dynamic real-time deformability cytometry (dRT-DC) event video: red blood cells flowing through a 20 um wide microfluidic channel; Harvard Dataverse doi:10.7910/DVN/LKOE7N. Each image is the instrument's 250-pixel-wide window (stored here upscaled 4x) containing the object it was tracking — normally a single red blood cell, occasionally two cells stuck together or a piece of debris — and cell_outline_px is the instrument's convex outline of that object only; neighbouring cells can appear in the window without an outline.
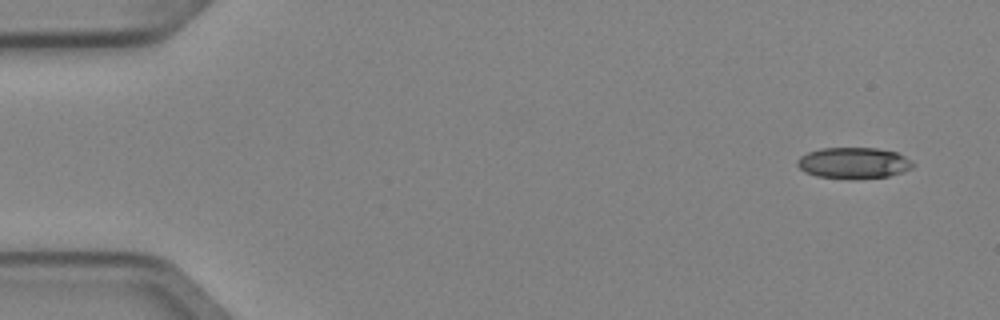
{"species": "Egyptian fruit bat (a non-hibernating species)", "species_latin": "Rousettus aegyptiacus", "temperature_condition": "cold", "stored_images_in_passage": 5, "camera_frame_rate_fps": 3000, "um_per_image_px": 0.085, "animal": {"sex": "female"}, "frame": {"image": 1, "passage_image": 1, "time_ms": 0.0, "image_size_px": [1000, 320], "cell_outline_px": [[916, 164], [912, 168], [888, 176], [856, 180], [852, 180], [816, 176], [804, 172], [796, 164], [796, 160], [800, 156], [808, 152], [820, 148], [876, 148], [896, 152], [912, 160]], "centroid_in_image_um": [72.54, 13.86], "position_along_channel_um": 12.5, "area_um2": 21.33}}
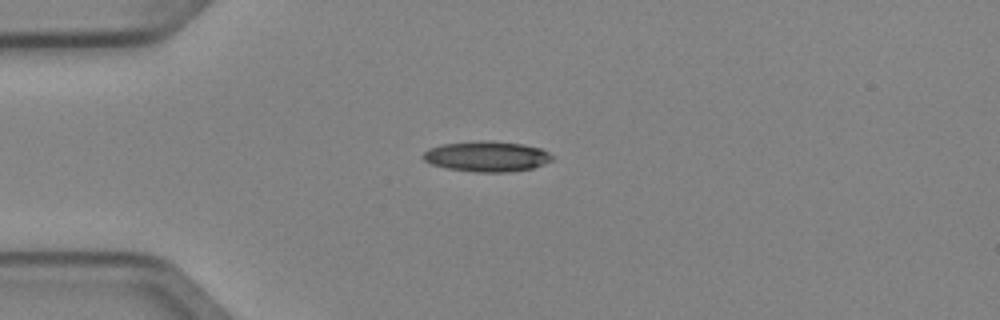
{"frame": {"image": 2, "passage_image": 4, "time_ms": 1.0, "image_size_px": [1000, 320], "cell_outline_px": [[552, 160], [544, 164], [532, 168], [508, 172], [476, 172], [448, 168], [432, 164], [424, 160], [424, 152], [428, 148], [444, 144], [524, 144], [540, 148], [548, 152], [552, 156]], "centroid_in_image_um": [41.41, 13.36], "position_along_channel_um": 43.6, "area_um2": 21.5}}
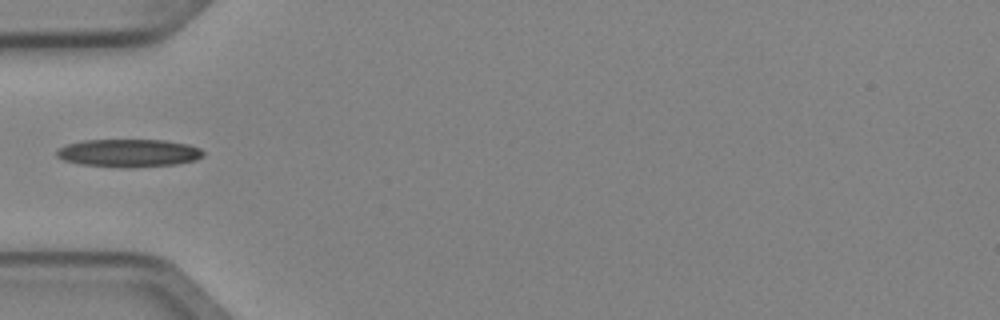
{"frame": {"image": 3, "passage_image": 5, "time_ms": 1.333, "image_size_px": [1000, 320], "cell_outline_px": [[204, 156], [196, 160], [176, 164], [132, 168], [120, 168], [80, 164], [64, 160], [56, 156], [56, 152], [60, 148], [68, 144], [84, 140], [164, 140], [188, 144], [200, 148], [204, 152]], "centroid_in_image_um": [10.97, 13.02], "position_along_channel_um": 74.0, "area_um2": 23.99}}